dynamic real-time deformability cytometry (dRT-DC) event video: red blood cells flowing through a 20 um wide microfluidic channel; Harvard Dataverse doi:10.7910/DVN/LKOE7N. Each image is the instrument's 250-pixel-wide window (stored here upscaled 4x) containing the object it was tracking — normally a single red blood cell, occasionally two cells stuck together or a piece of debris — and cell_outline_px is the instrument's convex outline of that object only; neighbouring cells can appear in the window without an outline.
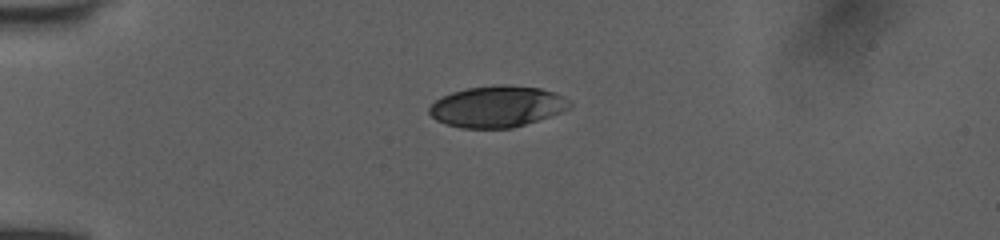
{"species": "human", "species_latin": "Homo sapiens", "temperature_condition": "room temperature", "stored_images_in_passage": 5, "camera_frame_rate_fps": 3000, "um_per_image_px": 0.085, "donor": {"sex": "female"}, "frame": {"image": 1, "passage_image": 1, "time_ms": 0.0, "image_size_px": [1000, 240], "cell_outline_px": [[572, 104], [568, 108], [560, 112], [512, 128], [460, 128], [436, 120], [428, 112], [428, 108], [436, 100], [452, 92], [468, 88], [500, 84], [508, 84], [540, 88], [564, 96], [572, 100]], "centroid_in_image_um": [42.26, 9.04], "position_along_channel_um": 42.7, "area_um2": 33.58}}